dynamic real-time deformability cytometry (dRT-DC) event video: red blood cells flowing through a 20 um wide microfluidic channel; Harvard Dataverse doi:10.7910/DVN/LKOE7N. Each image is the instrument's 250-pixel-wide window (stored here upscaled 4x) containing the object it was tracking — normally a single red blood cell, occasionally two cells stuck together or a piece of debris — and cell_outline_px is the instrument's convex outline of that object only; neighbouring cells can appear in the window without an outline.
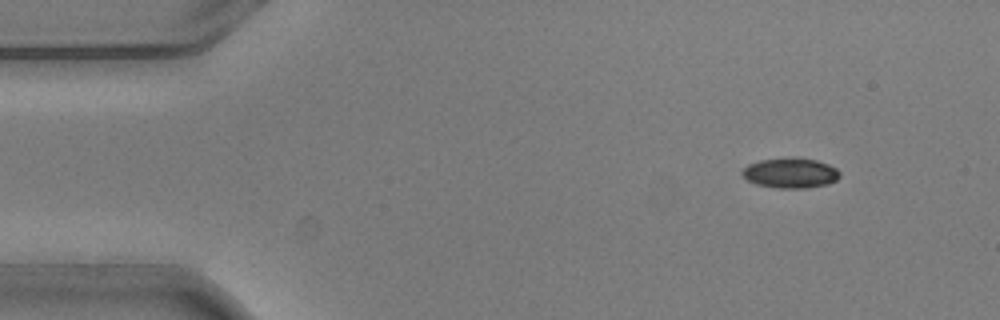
{"species": "common noctule bat (a hibernating species)", "species_latin": "Nyctalus noctula", "temperature_condition": "warm", "stored_images_in_passage": 4, "camera_frame_rate_fps": 3000, "um_per_image_px": 0.085, "animal": {"sex": "male", "body_mass_g": 20.5, "forearm_length_mm": 52.5}, "frame": {"image": 1, "passage_image": 1, "time_ms": 0.0, "image_size_px": [1000, 320], "cell_outline_px": [[840, 176], [836, 180], [828, 184], [808, 188], [776, 188], [756, 184], [748, 180], [740, 172], [748, 164], [760, 160], [792, 156], [796, 156], [816, 160], [828, 164], [836, 168], [840, 172]], "centroid_in_image_um": [67.2, 14.69], "position_along_channel_um": 17.8, "area_um2": 17.4}}
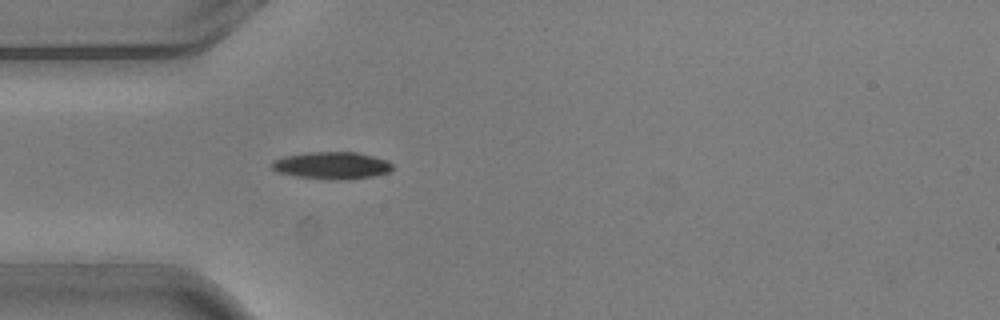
{"frame": {"image": 2, "passage_image": 4, "time_ms": 1.0, "image_size_px": [1000, 320], "cell_outline_px": [[392, 168], [388, 172], [372, 176], [336, 180], [296, 176], [276, 172], [272, 168], [272, 160], [284, 156], [304, 152], [356, 152], [388, 160], [392, 164]], "centroid_in_image_um": [28.16, 14.05], "position_along_channel_um": 56.8, "area_um2": 19.02}}